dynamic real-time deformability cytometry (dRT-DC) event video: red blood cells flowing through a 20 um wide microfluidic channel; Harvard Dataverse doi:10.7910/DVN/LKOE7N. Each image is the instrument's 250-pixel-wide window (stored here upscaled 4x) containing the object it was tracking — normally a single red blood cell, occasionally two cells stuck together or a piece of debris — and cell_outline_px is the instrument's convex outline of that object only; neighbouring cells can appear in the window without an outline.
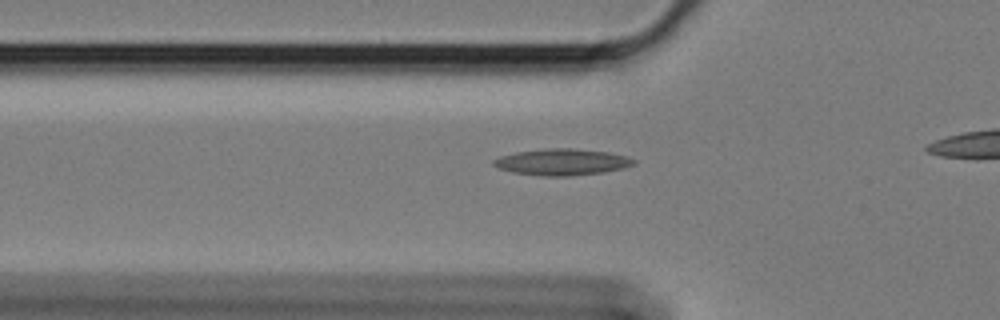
{"species": "Egyptian fruit bat (a non-hibernating species)", "species_latin": "Rousettus aegyptiacus", "temperature_condition": "cold", "stored_images_in_passage": 35, "camera_frame_rate_fps": 3000, "um_per_image_px": 0.085, "animal": {"sex": "female"}, "frame": {"image": 1, "passage_image": 6, "time_ms": 1.667, "image_size_px": [1000, 320], "cell_outline_px": [[636, 164], [604, 172], [568, 176], [544, 176], [512, 172], [500, 168], [492, 164], [492, 160], [500, 156], [516, 152], [548, 148], [572, 148], [608, 152], [624, 156], [636, 160]], "centroid_in_image_um": [47.75, 13.77], "position_along_channel_um": 78.1, "area_um2": 21.39}}
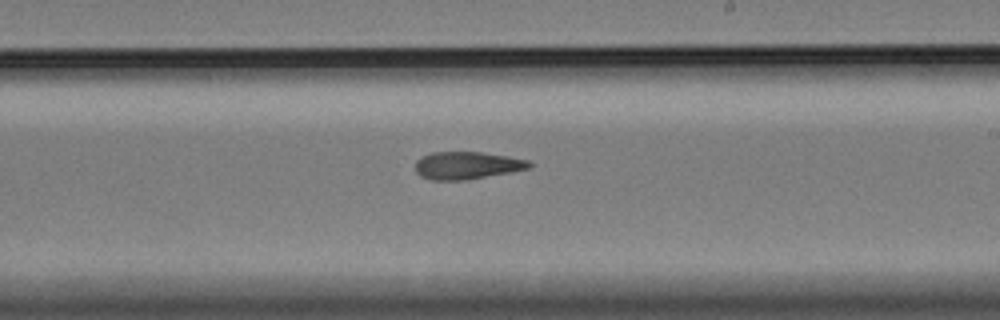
{"frame": {"image": 2, "passage_image": 21, "time_ms": 6.667, "image_size_px": [1000, 320], "cell_outline_px": [[532, 168], [464, 180], [432, 180], [420, 176], [416, 172], [416, 160], [432, 152], [480, 152], [528, 160], [532, 164]], "centroid_in_image_um": [39.68, 14.06], "position_along_channel_um": 249.3, "area_um2": 18.03}}
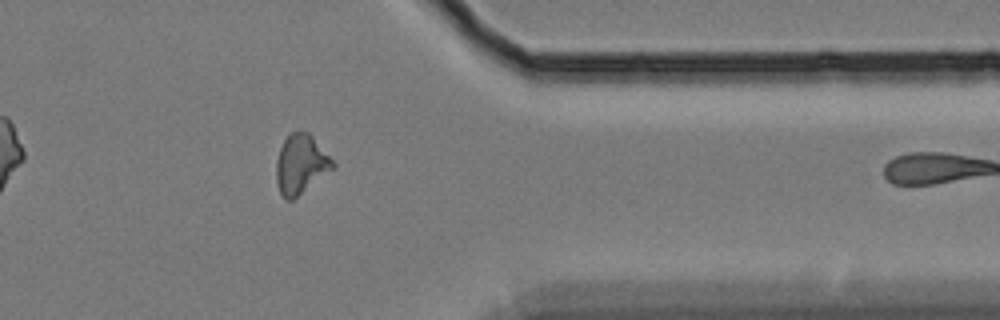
{"frame": {"image": 3, "passage_image": 34, "time_ms": 11.0, "image_size_px": [1000, 320], "cell_outline_px": [[336, 164], [332, 168], [292, 200], [284, 200], [280, 192], [276, 180], [276, 160], [280, 148], [284, 140], [292, 132], [308, 132], [312, 136]], "centroid_in_image_um": [25.53, 13.96], "position_along_channel_um": 385.9, "area_um2": 18.96}}